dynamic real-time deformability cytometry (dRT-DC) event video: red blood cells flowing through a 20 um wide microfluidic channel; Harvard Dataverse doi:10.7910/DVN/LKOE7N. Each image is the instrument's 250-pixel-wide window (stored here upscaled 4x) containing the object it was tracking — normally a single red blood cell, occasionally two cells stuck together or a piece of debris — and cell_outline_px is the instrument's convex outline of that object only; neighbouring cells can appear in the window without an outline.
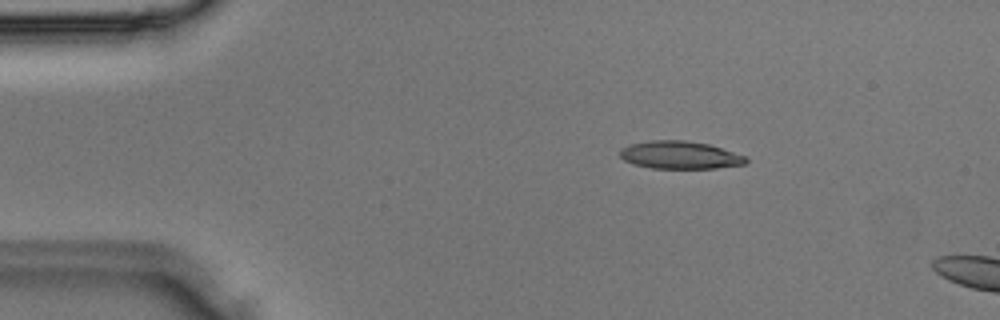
{"species": "Egyptian fruit bat (a non-hibernating species)", "species_latin": "Rousettus aegyptiacus", "temperature_condition": "room temperature", "stored_images_in_passage": 3, "camera_frame_rate_fps": 3000, "um_per_image_px": 0.085, "animal": {"sex": "male"}, "frame": {"image": 1, "passage_image": 2, "time_ms": 0.333, "image_size_px": [1000, 320], "cell_outline_px": [[748, 160], [744, 164], [716, 168], [652, 168], [632, 164], [624, 160], [620, 156], [620, 148], [628, 144], [648, 140], [684, 140], [708, 144], [748, 156]], "centroid_in_image_um": [57.77, 13.17], "position_along_channel_um": 27.2, "area_um2": 20.52}}